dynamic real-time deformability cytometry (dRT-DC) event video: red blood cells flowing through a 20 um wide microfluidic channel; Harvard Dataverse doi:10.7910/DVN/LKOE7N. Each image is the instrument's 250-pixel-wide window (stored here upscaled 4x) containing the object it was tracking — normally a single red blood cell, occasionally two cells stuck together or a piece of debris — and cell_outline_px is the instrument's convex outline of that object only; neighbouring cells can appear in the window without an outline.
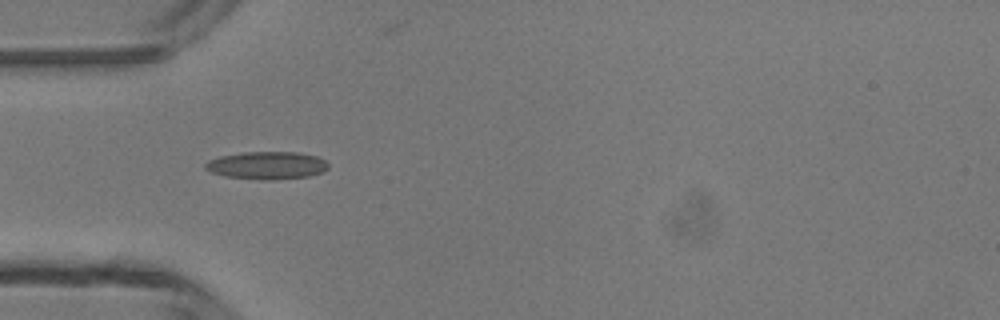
{"species": "common noctule bat (a hibernating species)", "species_latin": "Nyctalus noctula", "temperature_condition": "room temperature", "stored_images_in_passage": 2, "camera_frame_rate_fps": 3000, "um_per_image_px": 0.085, "animal": {"sex": "male", "body_mass_g": 13.3}, "frame": {"image": 1, "passage_image": 1, "time_ms": 0.0, "image_size_px": [1000, 320], "cell_outline_px": [[328, 168], [320, 172], [308, 176], [272, 180], [264, 180], [224, 176], [212, 172], [204, 168], [204, 164], [208, 160], [220, 156], [244, 152], [296, 152], [316, 156], [324, 160], [328, 164]], "centroid_in_image_um": [22.65, 14.05], "position_along_channel_um": 62.3, "area_um2": 19.71}}
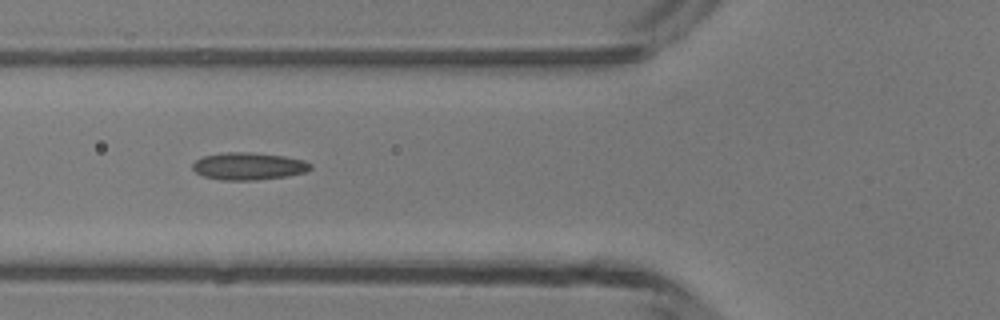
{"frame": {"image": 2, "passage_image": 2, "time_ms": 1.0, "image_size_px": [1000, 320], "cell_outline_px": [[312, 168], [304, 172], [288, 176], [252, 180], [224, 180], [204, 176], [196, 172], [192, 168], [192, 164], [196, 160], [204, 156], [220, 152], [252, 152], [284, 156], [304, 160], [312, 164]], "centroid_in_image_um": [21.13, 14.11], "position_along_channel_um": 104.7, "area_um2": 18.79}}